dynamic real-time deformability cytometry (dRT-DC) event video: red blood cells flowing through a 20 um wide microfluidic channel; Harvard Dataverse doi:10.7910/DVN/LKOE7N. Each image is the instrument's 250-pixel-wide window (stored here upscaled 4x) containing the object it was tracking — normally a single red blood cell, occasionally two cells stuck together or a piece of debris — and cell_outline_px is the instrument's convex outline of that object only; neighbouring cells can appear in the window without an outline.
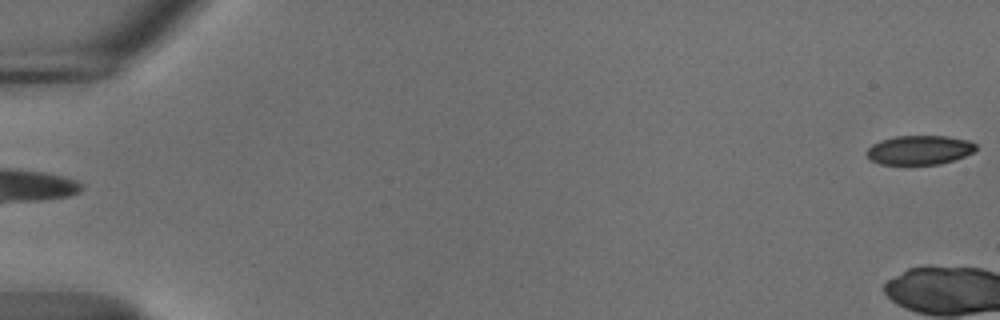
{"species": "common noctule bat (a hibernating species)", "species_latin": "Nyctalus noctula", "temperature_condition": "cold", "stored_images_in_passage": 5, "camera_frame_rate_fps": 3000, "um_per_image_px": 0.085, "animal": {"sex": "male", "body_mass_g": 18.8}, "frame": {"image": 1, "passage_image": 1, "time_ms": 0.0, "image_size_px": [1000, 320], "cell_outline_px": [[976, 148], [972, 152], [964, 156], [940, 164], [880, 164], [868, 160], [868, 148], [872, 144], [880, 140], [896, 136], [948, 136], [968, 140], [976, 144]], "centroid_in_image_um": [78.13, 12.74], "position_along_channel_um": 6.9, "area_um2": 18.5}}